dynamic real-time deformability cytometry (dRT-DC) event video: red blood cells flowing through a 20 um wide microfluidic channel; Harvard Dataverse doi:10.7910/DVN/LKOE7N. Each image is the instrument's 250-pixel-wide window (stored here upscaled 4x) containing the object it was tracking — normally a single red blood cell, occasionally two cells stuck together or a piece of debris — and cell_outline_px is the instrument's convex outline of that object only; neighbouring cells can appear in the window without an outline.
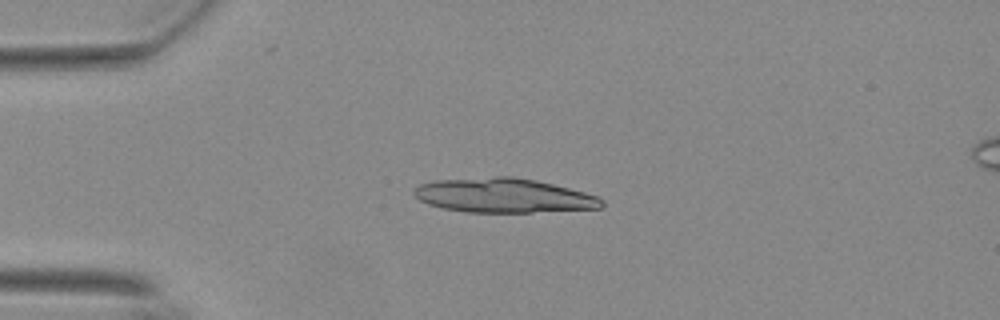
{"species": "Egyptian fruit bat (a non-hibernating species)", "species_latin": "Rousettus aegyptiacus", "temperature_condition": "warm", "stored_images_in_passage": 24, "camera_frame_rate_fps": 3000, "um_per_image_px": 0.085, "animal": {"sex": "female"}, "frame": {"image": 1, "passage_image": 11, "time_ms": 3.333, "image_size_px": [1000, 320], "cell_outline_px": [[604, 204], [600, 208], [532, 212], [464, 212], [444, 208], [428, 204], [420, 200], [412, 192], [420, 184], [436, 180], [496, 176], [512, 176], [536, 180], [584, 192], [596, 196], [604, 200]], "centroid_in_image_um": [42.8, 16.61], "position_along_channel_um": 42.2, "area_um2": 37.4}}